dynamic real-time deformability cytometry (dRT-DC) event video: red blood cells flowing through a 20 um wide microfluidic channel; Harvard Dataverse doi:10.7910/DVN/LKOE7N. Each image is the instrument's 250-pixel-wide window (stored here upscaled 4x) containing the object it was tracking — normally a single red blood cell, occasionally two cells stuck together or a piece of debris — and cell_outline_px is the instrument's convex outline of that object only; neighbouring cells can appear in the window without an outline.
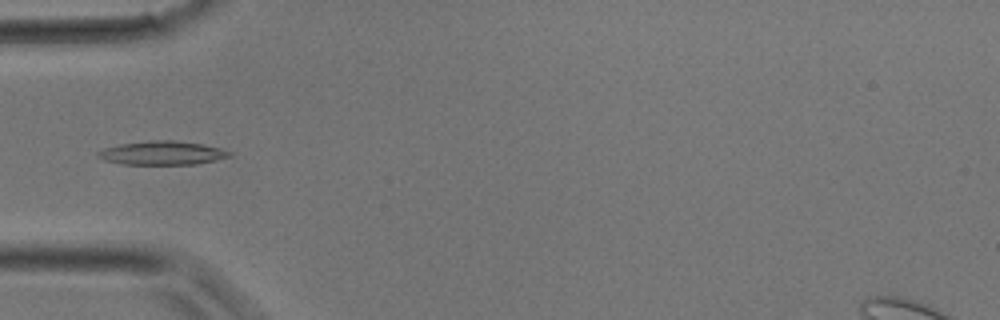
{"species": "common noctule bat (a hibernating species)", "species_latin": "Nyctalus noctula", "temperature_condition": "room temperature", "stored_images_in_passage": 25, "camera_frame_rate_fps": 3000, "um_per_image_px": 0.085, "animal": {"sex": "male", "body_mass_g": 17.9}, "frame": {"image": 1, "passage_image": 5, "time_ms": 1.333, "image_size_px": [1000, 320], "cell_outline_px": [[232, 156], [216, 160], [196, 164], [120, 164], [104, 160], [96, 156], [96, 152], [104, 148], [120, 144], [152, 140], [172, 140], [200, 144], [220, 148], [232, 152]], "centroid_in_image_um": [13.77, 13.01], "position_along_channel_um": 71.2, "area_um2": 18.15}}
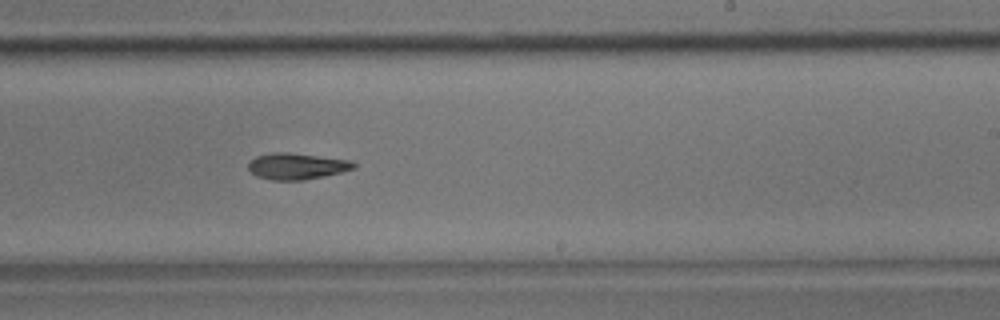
{"frame": {"image": 2, "passage_image": 15, "time_ms": 4.667, "image_size_px": [1000, 320], "cell_outline_px": [[356, 168], [324, 176], [304, 180], [272, 180], [256, 176], [248, 168], [248, 160], [256, 156], [272, 152], [288, 152], [352, 160], [356, 164]], "centroid_in_image_um": [25.21, 14.12], "position_along_channel_um": 263.8, "area_um2": 16.3}}
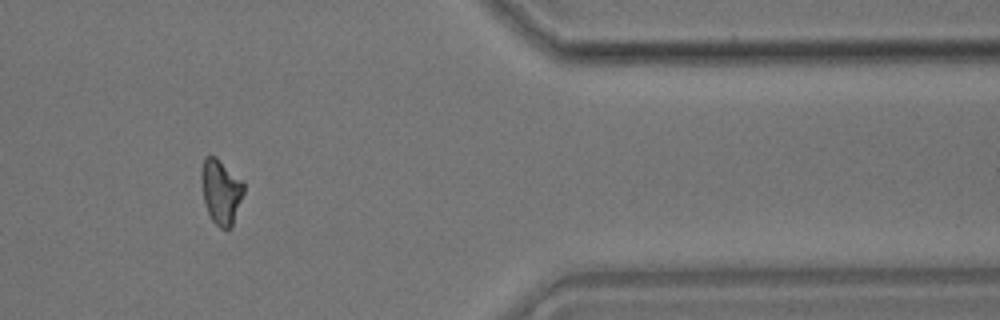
{"frame": {"image": 3, "passage_image": 23, "time_ms": 7.333, "image_size_px": [1000, 320], "cell_outline_px": [[244, 192], [232, 228], [220, 228], [212, 220], [208, 212], [204, 200], [200, 180], [200, 172], [204, 156], [216, 156], [244, 180]], "centroid_in_image_um": [18.79, 16.25], "position_along_channel_um": 392.6, "area_um2": 16.36}}